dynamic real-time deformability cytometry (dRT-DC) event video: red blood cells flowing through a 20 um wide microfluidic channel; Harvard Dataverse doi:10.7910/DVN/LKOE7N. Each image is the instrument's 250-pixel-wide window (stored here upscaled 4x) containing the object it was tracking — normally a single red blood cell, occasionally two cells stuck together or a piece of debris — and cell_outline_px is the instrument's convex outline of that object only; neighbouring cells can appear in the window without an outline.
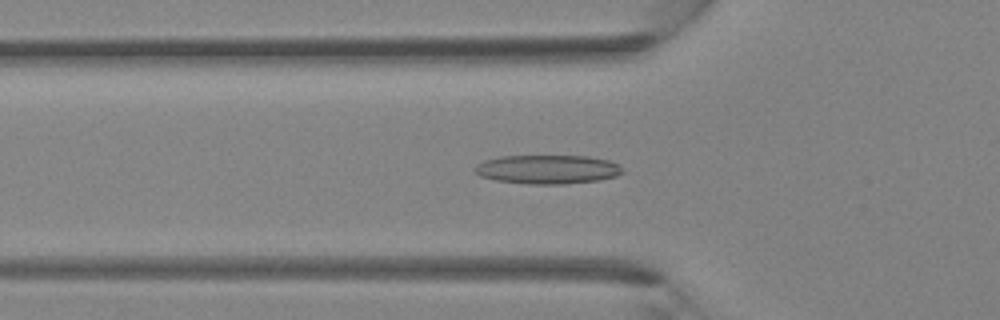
{"species": "Egyptian fruit bat (a non-hibernating species)", "species_latin": "Rousettus aegyptiacus", "temperature_condition": "room temperature", "stored_images_in_passage": 39, "camera_frame_rate_fps": 3000, "um_per_image_px": 0.085, "animal": {"sex": "female"}, "frame": {"image": 1, "passage_image": 13, "time_ms": 4.0, "image_size_px": [1000, 320], "cell_outline_px": [[624, 172], [616, 176], [596, 180], [564, 184], [528, 184], [496, 180], [480, 176], [472, 172], [472, 168], [476, 164], [484, 160], [500, 156], [588, 156], [608, 160], [620, 164]], "centroid_in_image_um": [46.5, 14.39], "position_along_channel_um": 79.3, "area_um2": 25.09}}
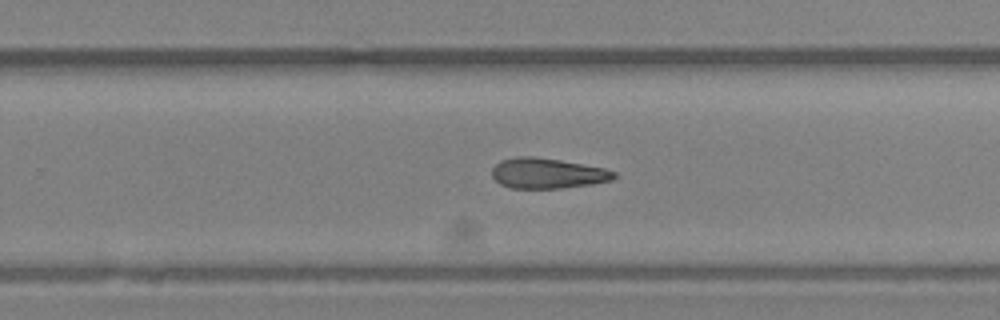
{"frame": {"image": 2, "passage_image": 25, "time_ms": 8.0, "image_size_px": [1000, 320], "cell_outline_px": [[616, 176], [612, 180], [592, 184], [560, 188], [512, 188], [500, 184], [492, 176], [492, 168], [500, 160], [516, 156], [532, 156], [560, 160], [604, 168], [616, 172]], "centroid_in_image_um": [46.51, 14.72], "position_along_channel_um": 283.3, "area_um2": 21.56}}
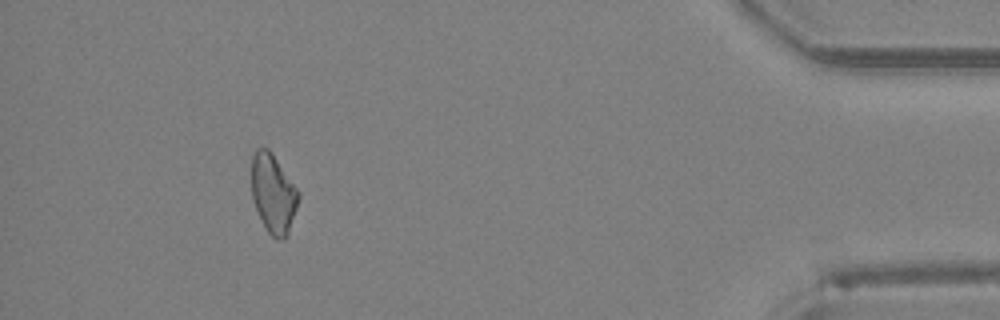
{"frame": {"image": 3, "passage_image": 36, "time_ms": 11.667, "image_size_px": [1000, 320], "cell_outline_px": [[300, 196], [288, 236], [284, 240], [276, 240], [268, 232], [252, 200], [252, 156], [256, 148], [268, 148], [272, 152], [300, 192]], "centroid_in_image_um": [23.24, 16.46], "position_along_channel_um": 412.0, "area_um2": 21.73}}